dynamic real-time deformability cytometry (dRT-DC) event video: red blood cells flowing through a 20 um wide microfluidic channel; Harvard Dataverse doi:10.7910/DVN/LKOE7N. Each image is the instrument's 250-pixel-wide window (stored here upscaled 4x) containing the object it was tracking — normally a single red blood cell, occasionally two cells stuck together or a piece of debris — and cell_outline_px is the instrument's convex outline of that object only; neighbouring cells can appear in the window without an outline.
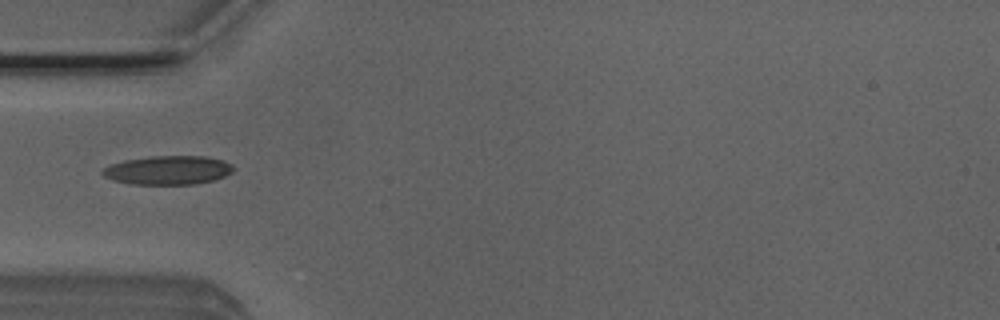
{"species": "Egyptian fruit bat (a non-hibernating species)", "species_latin": "Rousettus aegyptiacus", "temperature_condition": "room temperature", "stored_images_in_passage": 2, "camera_frame_rate_fps": 3000, "um_per_image_px": 0.085, "animal": {"sex": "male"}, "frame": {"image": 1, "passage_image": 1, "time_ms": 0.0, "image_size_px": [1000, 320], "cell_outline_px": [[236, 168], [232, 172], [224, 176], [212, 180], [196, 184], [132, 184], [112, 180], [104, 176], [100, 172], [104, 168], [112, 164], [124, 160], [152, 156], [204, 156], [220, 160], [232, 164]], "centroid_in_image_um": [14.28, 14.46], "position_along_channel_um": 70.7, "area_um2": 21.91}}